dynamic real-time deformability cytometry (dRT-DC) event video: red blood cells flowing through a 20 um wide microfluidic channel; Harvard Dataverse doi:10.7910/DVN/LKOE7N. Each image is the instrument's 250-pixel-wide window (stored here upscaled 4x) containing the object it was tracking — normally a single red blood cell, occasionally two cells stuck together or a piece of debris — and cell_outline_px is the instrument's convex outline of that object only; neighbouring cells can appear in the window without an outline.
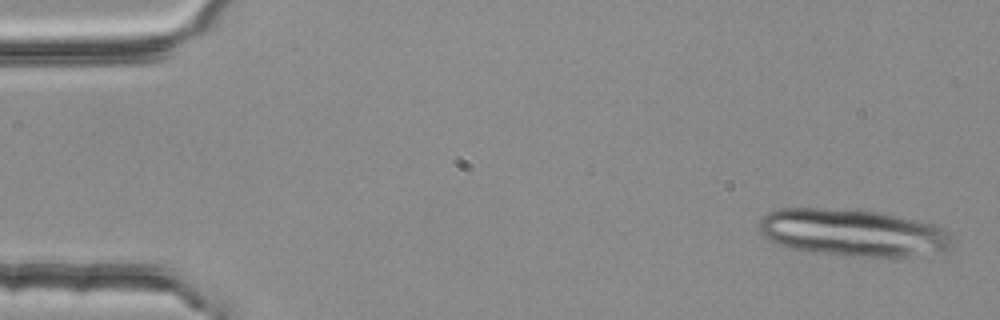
{"species": "common noctule bat (a hibernating species)", "species_latin": "Nyctalus noctula", "temperature_condition": "room temperature", "stored_images_in_passage": 4, "camera_frame_rate_fps": 3000, "um_per_image_px": 0.085, "animal": {"sex": "female", "body_mass_g": 25.1}, "frame": {"image": 1, "passage_image": 1, "time_ms": 0.0, "image_size_px": [1000, 320], "cell_outline_px": [[956, 248], [944, 252], [908, 256], [852, 256], [792, 248], [768, 240], [760, 232], [760, 220], [768, 212], [780, 208], [860, 208], [940, 224], [952, 236]], "centroid_in_image_um": [72.62, 19.75], "position_along_channel_um": 12.4, "area_um2": 53.81}}